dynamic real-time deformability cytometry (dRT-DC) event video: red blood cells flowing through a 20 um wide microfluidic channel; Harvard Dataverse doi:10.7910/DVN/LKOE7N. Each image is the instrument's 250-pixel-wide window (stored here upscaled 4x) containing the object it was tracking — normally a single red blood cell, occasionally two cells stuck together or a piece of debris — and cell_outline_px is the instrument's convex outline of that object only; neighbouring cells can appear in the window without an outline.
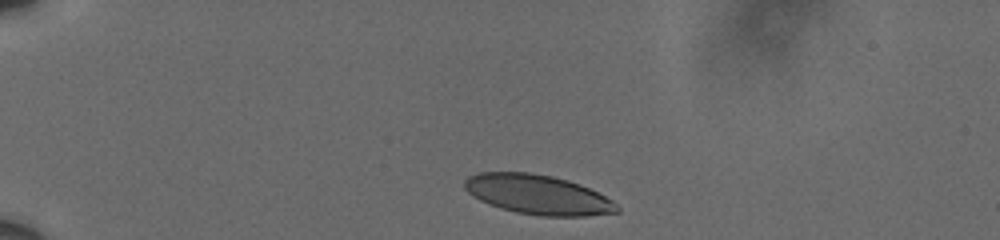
{"species": "human", "species_latin": "Homo sapiens", "temperature_condition": "cold", "stored_images_in_passage": 39, "camera_frame_rate_fps": 3000, "um_per_image_px": 0.085, "donor": {"sex": "male"}, "frame": {"image": 1, "passage_image": 1, "time_ms": 0.0, "image_size_px": [1000, 240], "cell_outline_px": [[620, 212], [588, 216], [540, 216], [516, 212], [500, 208], [488, 204], [472, 196], [464, 188], [464, 180], [468, 176], [480, 172], [528, 172], [552, 176], [568, 180], [580, 184], [612, 200], [620, 208]], "centroid_in_image_um": [45.7, 16.54], "position_along_channel_um": 39.3, "area_um2": 35.26}}
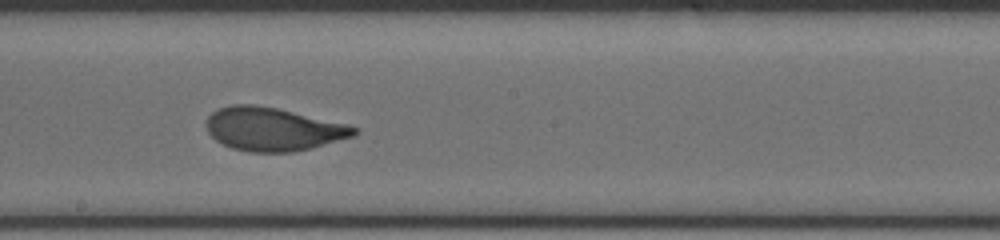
{"frame": {"image": 2, "passage_image": 22, "time_ms": 7.0, "image_size_px": [1000, 240], "cell_outline_px": [[360, 132], [352, 136], [312, 148], [292, 152], [248, 152], [232, 148], [216, 140], [208, 132], [208, 116], [212, 112], [220, 108], [232, 104], [252, 104], [276, 108], [348, 124], [360, 128]], "centroid_in_image_um": [23.24, 10.98], "position_along_channel_um": 225.0, "area_um2": 37.11}}
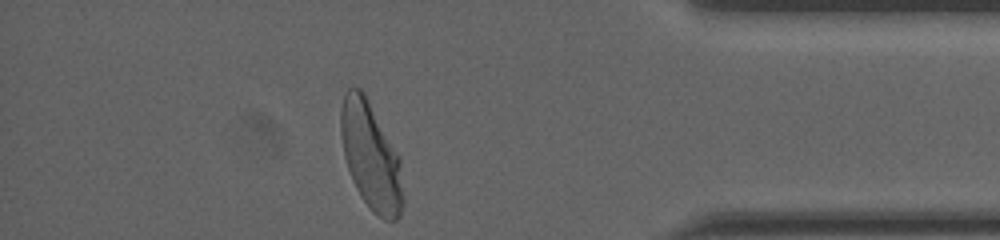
{"frame": {"image": 3, "passage_image": 39, "time_ms": 12.667, "image_size_px": [1000, 240], "cell_outline_px": [[404, 200], [400, 216], [396, 220], [384, 220], [372, 212], [356, 188], [352, 180], [344, 156], [340, 132], [340, 112], [344, 92], [348, 88], [360, 88], [364, 92], [400, 160], [404, 196]], "centroid_in_image_um": [31.51, 13.3], "position_along_channel_um": 403.7, "area_um2": 38.73}, "authors_computed_cell_mechanics": {"area_um2": 36.992, "velocity_mm_per_s": 3.594, "shape_relaxation_time_tau1_ms": 2.9442, "shape_relaxation_time_tau2_ms": null, "deformation_change_tau1": 0.1426, "deformation_change_tau2": null}}